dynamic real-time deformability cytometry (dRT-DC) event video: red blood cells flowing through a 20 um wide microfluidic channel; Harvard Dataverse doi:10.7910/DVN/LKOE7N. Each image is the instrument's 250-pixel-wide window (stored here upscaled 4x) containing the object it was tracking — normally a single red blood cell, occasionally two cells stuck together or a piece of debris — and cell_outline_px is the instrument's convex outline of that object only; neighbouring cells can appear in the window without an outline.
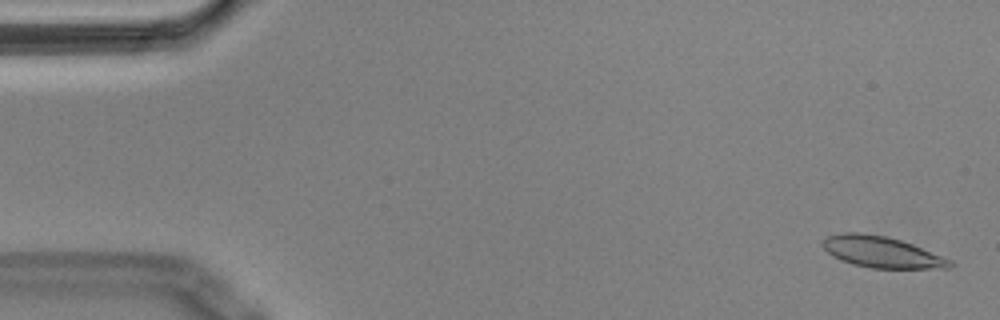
{"species": "Egyptian fruit bat (a non-hibernating species)", "species_latin": "Rousettus aegyptiacus", "temperature_condition": "cold", "stored_images_in_passage": 55, "camera_frame_rate_fps": 3000, "um_per_image_px": 0.085, "animal": {"sex": "male"}, "frame": {"image": 1, "passage_image": 2, "time_ms": 0.333, "image_size_px": [1000, 320], "cell_outline_px": [[956, 264], [952, 268], [872, 268], [852, 264], [840, 260], [832, 256], [820, 244], [828, 236], [844, 232], [860, 232], [884, 236], [900, 240], [912, 244], [952, 260]], "centroid_in_image_um": [74.95, 21.43], "position_along_channel_um": 10.1, "area_um2": 23.12}}
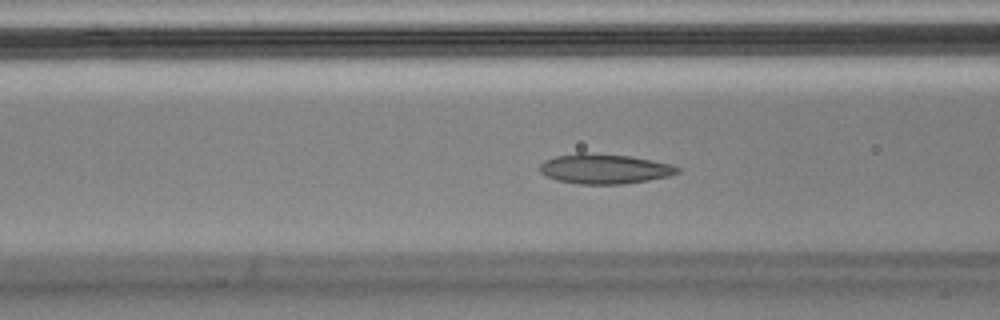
{"frame": {"image": 2, "passage_image": 21, "time_ms": 6.667, "image_size_px": [1000, 320], "cell_outline_px": [[680, 172], [668, 176], [648, 180], [624, 184], [580, 184], [556, 180], [540, 172], [540, 164], [544, 160], [556, 156], [576, 152], [584, 152], [632, 156], [672, 164], [680, 168]], "centroid_in_image_um": [51.38, 14.34], "position_along_channel_um": 115.2, "area_um2": 24.1}}
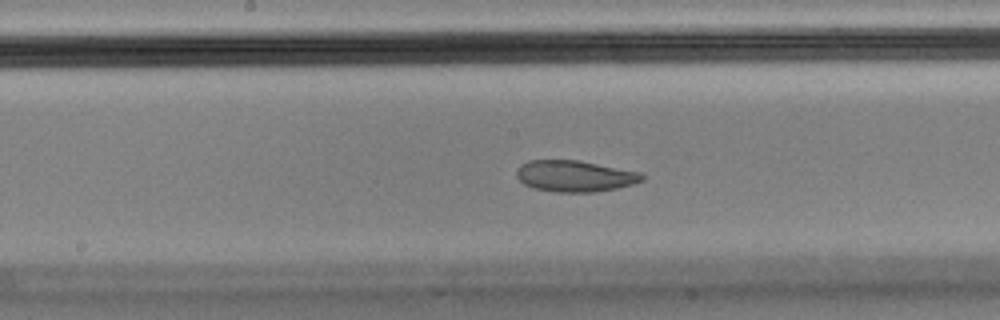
{"frame": {"image": 3, "passage_image": 28, "time_ms": 9.0, "image_size_px": [1000, 320], "cell_outline_px": [[644, 180], [632, 184], [616, 188], [596, 192], [556, 192], [532, 188], [524, 184], [516, 176], [516, 172], [520, 164], [528, 160], [580, 160], [640, 172], [644, 176]], "centroid_in_image_um": [48.84, 14.96], "position_along_channel_um": 199.4, "area_um2": 23.0}, "authors_computed_cell_mechanics": {"area_um2": 24.1604, "velocity_mm_per_s": 3.5955, "shape_relaxation_time_tau1_ms": null, "shape_relaxation_time_tau2_ms": 2.6853, "deformation_change_tau1": null, "deformation_change_tau2": 0.0761}}